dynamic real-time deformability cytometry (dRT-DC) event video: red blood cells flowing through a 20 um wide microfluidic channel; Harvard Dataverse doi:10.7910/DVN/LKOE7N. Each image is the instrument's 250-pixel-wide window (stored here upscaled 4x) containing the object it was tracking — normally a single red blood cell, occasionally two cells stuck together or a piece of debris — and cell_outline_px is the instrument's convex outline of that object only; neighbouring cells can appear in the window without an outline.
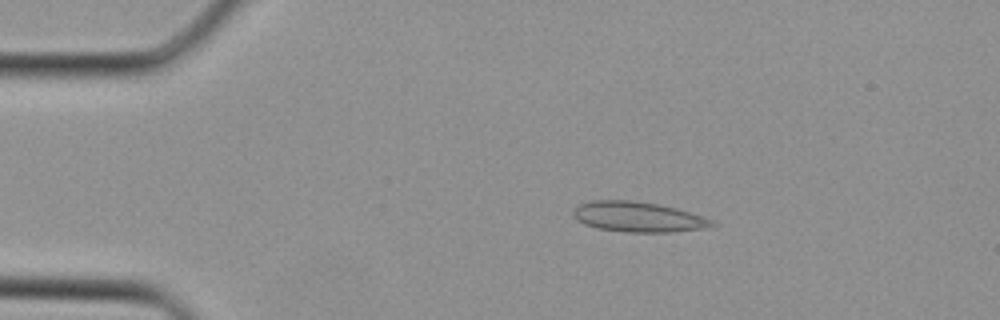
{"species": "Egyptian fruit bat (a non-hibernating species)", "species_latin": "Rousettus aegyptiacus", "temperature_condition": "cold", "stored_images_in_passage": 31, "camera_frame_rate_fps": 3000, "um_per_image_px": 0.085, "animal": {"sex": "female"}, "frame": {"image": 1, "passage_image": 2, "time_ms": 0.333, "image_size_px": [1000, 320], "cell_outline_px": [[716, 224], [700, 228], [668, 232], [632, 232], [600, 228], [584, 224], [572, 216], [572, 212], [580, 204], [592, 200], [628, 200], [660, 204], [676, 208], [712, 220]], "centroid_in_image_um": [54.18, 18.42], "position_along_channel_um": 30.8, "area_um2": 23.87}}
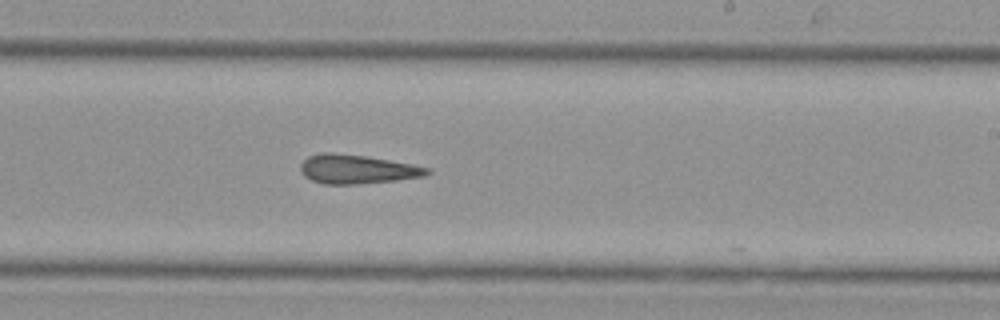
{"frame": {"image": 2, "passage_image": 17, "time_ms": 5.333, "image_size_px": [1000, 320], "cell_outline_px": [[432, 172], [424, 176], [396, 180], [356, 184], [324, 184], [312, 180], [304, 176], [300, 172], [300, 164], [308, 156], [324, 152], [332, 152], [364, 156], [412, 164], [428, 168]], "centroid_in_image_um": [30.31, 14.38], "position_along_channel_um": 258.7, "area_um2": 21.27}}
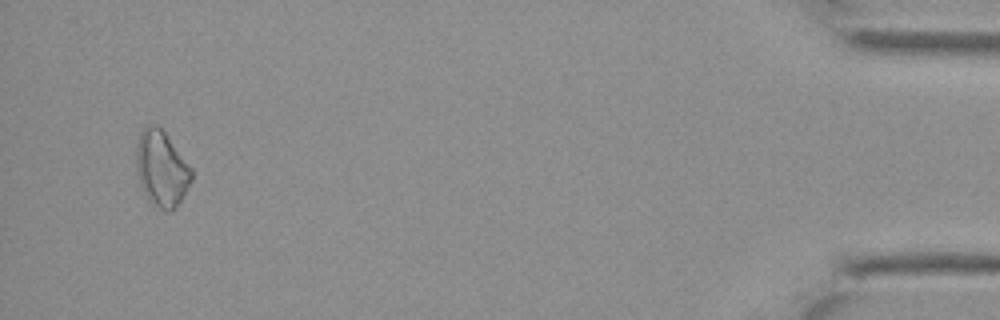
{"frame": {"image": 3, "passage_image": 30, "time_ms": 9.667, "image_size_px": [1000, 320], "cell_outline_px": [[192, 180], [176, 208], [168, 212], [160, 208], [148, 200], [140, 184], [136, 168], [136, 148], [140, 136], [144, 128], [148, 124], [152, 124], [160, 128], [164, 132], [192, 168]], "centroid_in_image_um": [13.74, 14.36], "position_along_channel_um": 421.5, "area_um2": 24.04}}